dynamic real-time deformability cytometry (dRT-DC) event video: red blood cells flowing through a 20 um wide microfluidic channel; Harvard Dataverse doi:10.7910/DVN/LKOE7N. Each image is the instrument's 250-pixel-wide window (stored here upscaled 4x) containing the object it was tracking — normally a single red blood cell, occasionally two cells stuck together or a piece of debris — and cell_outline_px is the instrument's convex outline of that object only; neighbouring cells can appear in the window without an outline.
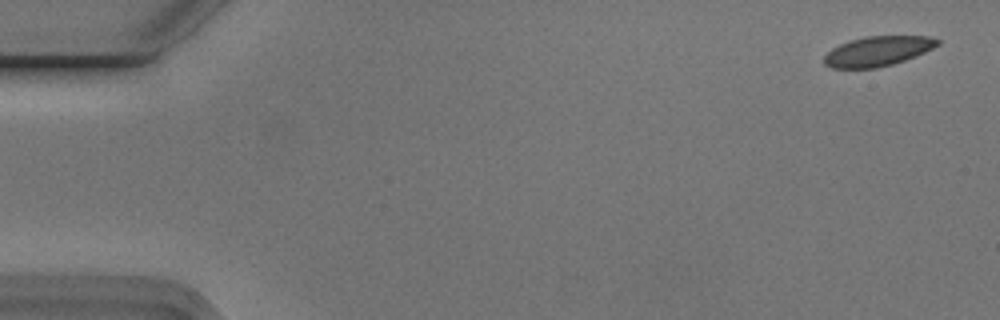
{"species": "Egyptian fruit bat (a non-hibernating species)", "species_latin": "Rousettus aegyptiacus", "temperature_condition": "cold", "stored_images_in_passage": 6, "camera_frame_rate_fps": 3000, "um_per_image_px": 0.085, "animal": {"sex": "male"}, "frame": {"image": 1, "passage_image": 1, "time_ms": 0.0, "image_size_px": [1000, 320], "cell_outline_px": [[940, 44], [916, 56], [892, 64], [876, 68], [832, 68], [824, 64], [824, 56], [832, 48], [848, 40], [864, 36], [928, 36], [940, 40]], "centroid_in_image_um": [74.59, 4.34], "position_along_channel_um": 10.4, "area_um2": 19.71}}